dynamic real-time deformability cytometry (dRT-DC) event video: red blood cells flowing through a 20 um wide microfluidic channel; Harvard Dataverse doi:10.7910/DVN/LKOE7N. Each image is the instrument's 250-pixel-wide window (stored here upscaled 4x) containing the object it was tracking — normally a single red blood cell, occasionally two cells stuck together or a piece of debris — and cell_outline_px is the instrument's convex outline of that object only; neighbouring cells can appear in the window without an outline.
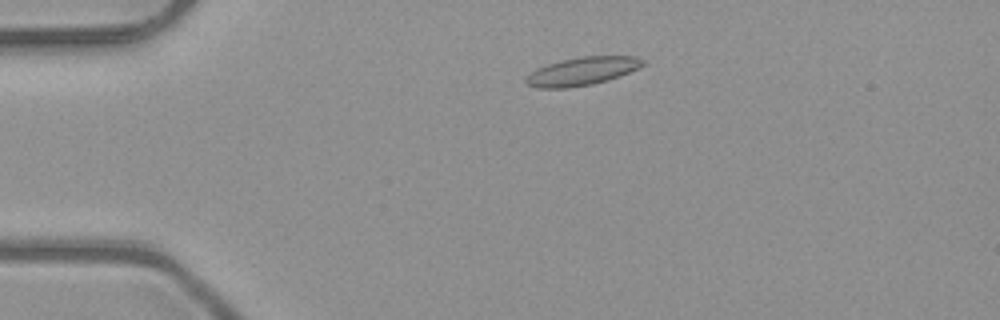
{"species": "common noctule bat (a hibernating species)", "species_latin": "Nyctalus noctula", "temperature_condition": "room temperature", "stored_images_in_passage": 4, "camera_frame_rate_fps": 3000, "um_per_image_px": 0.085, "animal": {"sex": "male", "body_mass_g": 23.1, "forearm_length_mm": 52.7}, "frame": {"image": 1, "passage_image": 3, "time_ms": 0.667, "image_size_px": [1000, 320], "cell_outline_px": [[644, 64], [628, 72], [608, 80], [592, 84], [568, 88], [536, 88], [528, 84], [524, 80], [524, 76], [536, 68], [560, 60], [580, 56], [636, 56], [644, 60]], "centroid_in_image_um": [49.41, 6.05], "position_along_channel_um": 35.6, "area_um2": 19.19}}